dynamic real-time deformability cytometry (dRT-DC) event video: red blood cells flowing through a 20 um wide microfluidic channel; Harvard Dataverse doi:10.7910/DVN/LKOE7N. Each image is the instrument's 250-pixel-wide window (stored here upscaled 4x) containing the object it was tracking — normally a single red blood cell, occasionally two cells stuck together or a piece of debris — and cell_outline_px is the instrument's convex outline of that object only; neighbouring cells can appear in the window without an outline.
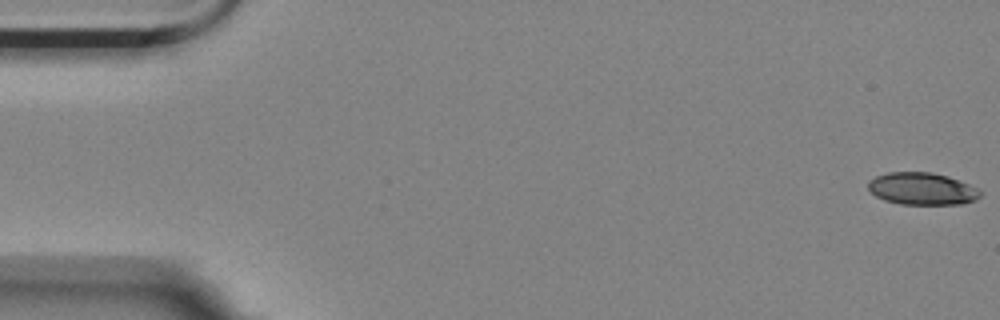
{"species": "Egyptian fruit bat (a non-hibernating species)", "species_latin": "Rousettus aegyptiacus", "temperature_condition": "room temperature", "stored_images_in_passage": 11, "camera_frame_rate_fps": 3000, "um_per_image_px": 0.085, "animal": {"sex": "female"}, "frame": {"image": 1, "passage_image": 1, "time_ms": 0.0, "image_size_px": [1000, 320], "cell_outline_px": [[980, 196], [976, 200], [960, 204], [900, 204], [884, 200], [876, 196], [868, 188], [868, 180], [876, 176], [888, 172], [932, 172], [948, 176], [968, 184], [980, 192]], "centroid_in_image_um": [78.34, 16.04], "position_along_channel_um": 6.7, "area_um2": 20.92}}